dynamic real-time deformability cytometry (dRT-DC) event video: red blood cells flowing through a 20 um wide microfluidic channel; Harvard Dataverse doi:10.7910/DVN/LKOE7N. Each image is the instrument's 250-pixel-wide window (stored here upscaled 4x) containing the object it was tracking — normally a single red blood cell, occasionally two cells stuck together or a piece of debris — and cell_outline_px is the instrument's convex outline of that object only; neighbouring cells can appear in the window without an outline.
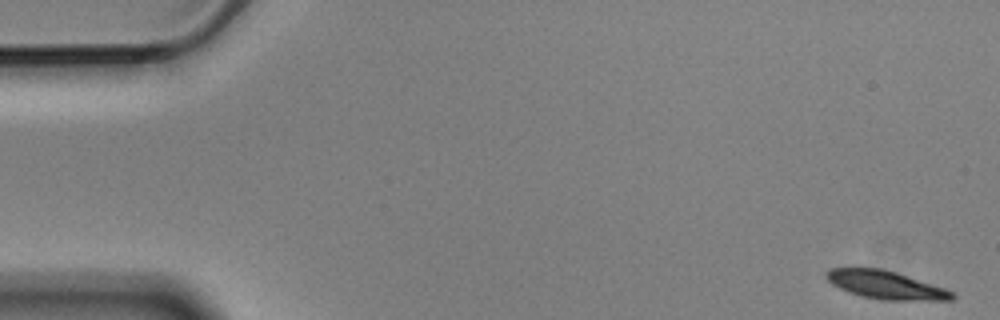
{"species": "Egyptian fruit bat (a non-hibernating species)", "species_latin": "Rousettus aegyptiacus", "temperature_condition": "cold", "stored_images_in_passage": 4, "camera_frame_rate_fps": 3000, "um_per_image_px": 0.085, "animal": {"sex": "male"}, "frame": {"image": 1, "passage_image": 1, "time_ms": 0.0, "image_size_px": [1000, 320], "cell_outline_px": [[956, 296], [952, 300], [880, 300], [860, 296], [848, 292], [832, 284], [824, 276], [824, 272], [832, 268], [880, 268], [896, 272], [944, 288], [952, 292]], "centroid_in_image_um": [75.25, 24.22], "position_along_channel_um": 9.8, "area_um2": 20.58}}
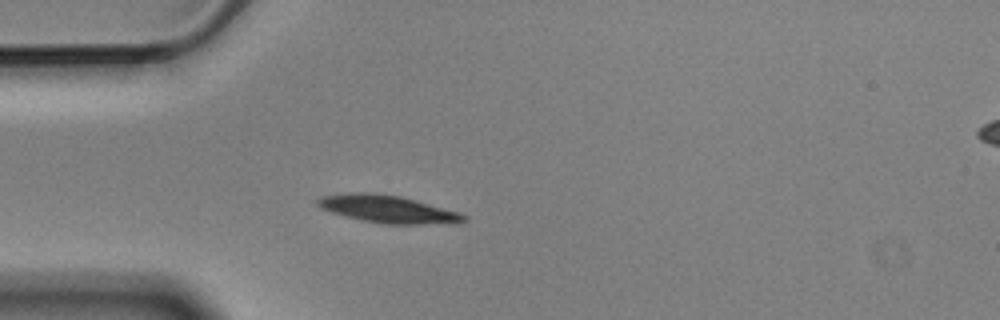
{"frame": {"image": 2, "passage_image": 4, "time_ms": 1.0, "image_size_px": [1000, 320], "cell_outline_px": [[468, 220], [420, 224], [380, 224], [360, 220], [344, 216], [320, 208], [316, 204], [316, 200], [320, 196], [348, 192], [376, 192], [400, 196], [460, 212], [468, 216]], "centroid_in_image_um": [32.86, 17.75], "position_along_channel_um": 52.1, "area_um2": 23.47}}